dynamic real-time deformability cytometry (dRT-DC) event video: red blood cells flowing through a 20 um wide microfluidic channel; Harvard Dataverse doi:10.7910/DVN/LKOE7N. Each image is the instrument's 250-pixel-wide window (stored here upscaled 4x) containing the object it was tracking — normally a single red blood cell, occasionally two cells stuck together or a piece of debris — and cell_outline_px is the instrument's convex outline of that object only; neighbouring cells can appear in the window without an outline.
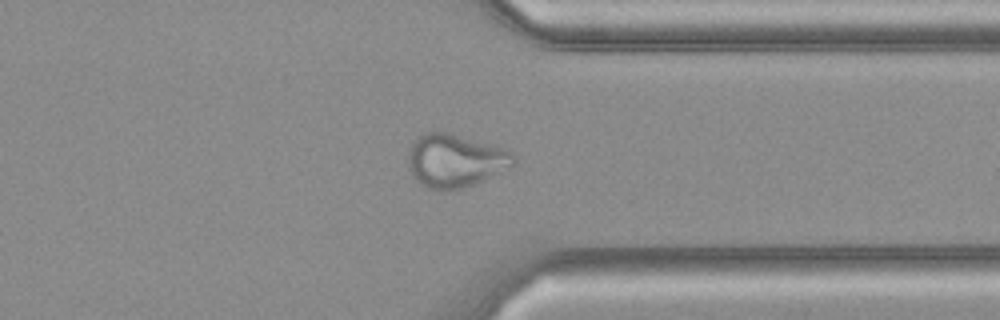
{"species": "common noctule bat (a hibernating species)", "species_latin": "Nyctalus noctula", "temperature_condition": "cold", "stored_images_in_passage": 34, "camera_frame_rate_fps": 3000, "um_per_image_px": 0.085, "animal": {"sex": "female", "body_mass_g": 21.9}, "frame": {"image": 1, "passage_image": 25, "time_ms": 8.0, "image_size_px": [1000, 320], "cell_outline_px": [[516, 164], [500, 172], [472, 184], [460, 188], [428, 188], [420, 184], [412, 176], [408, 168], [408, 152], [416, 136], [424, 132], [448, 132], [504, 148], [512, 152], [516, 156]], "centroid_in_image_um": [38.67, 13.62], "position_along_channel_um": 372.7, "area_um2": 32.43}}